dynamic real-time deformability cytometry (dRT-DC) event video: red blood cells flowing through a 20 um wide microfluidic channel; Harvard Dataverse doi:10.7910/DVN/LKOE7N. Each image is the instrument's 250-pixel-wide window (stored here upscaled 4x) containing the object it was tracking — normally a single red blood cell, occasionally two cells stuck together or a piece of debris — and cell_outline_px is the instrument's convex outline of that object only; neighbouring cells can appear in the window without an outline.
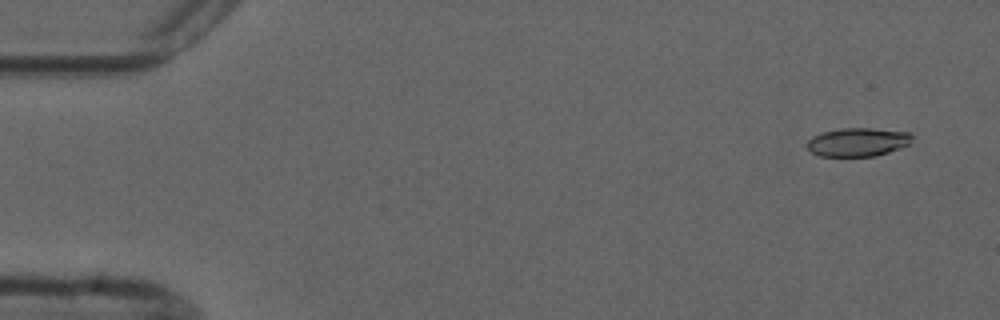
{"species": "common noctule bat (a hibernating species)", "species_latin": "Nyctalus noctula", "temperature_condition": "cold", "stored_images_in_passage": 5, "camera_frame_rate_fps": 3000, "um_per_image_px": 0.085, "animal": {"sex": "male", "forearm_length_mm": 52.5}, "frame": {"image": 1, "passage_image": 1, "time_ms": 0.0, "image_size_px": [1000, 320], "cell_outline_px": [[912, 140], [908, 144], [900, 148], [876, 156], [820, 156], [812, 152], [808, 148], [808, 140], [812, 136], [824, 132], [840, 128], [872, 128], [908, 132], [912, 136]], "centroid_in_image_um": [72.91, 12.07], "position_along_channel_um": 12.1, "area_um2": 17.34}}
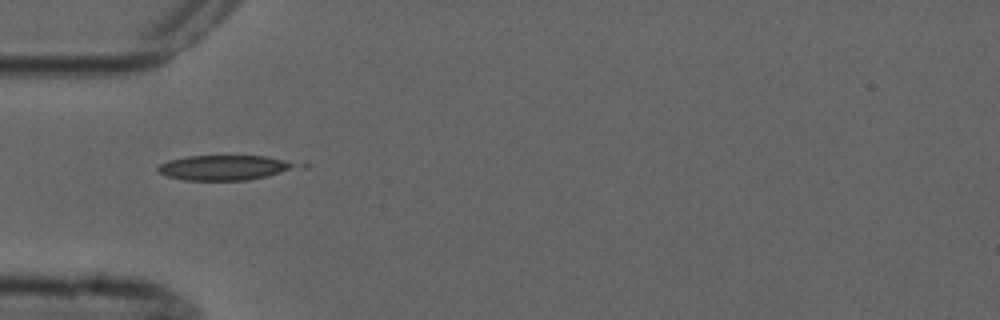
{"frame": {"image": 2, "passage_image": 4, "time_ms": 4.667, "image_size_px": [1000, 320], "cell_outline_px": [[292, 164], [288, 168], [280, 172], [268, 176], [248, 180], [184, 180], [168, 176], [160, 172], [156, 168], [160, 164], [168, 160], [188, 156], [264, 156], [284, 160]], "centroid_in_image_um": [18.91, 14.25], "position_along_channel_um": 66.1, "area_um2": 19.36}}